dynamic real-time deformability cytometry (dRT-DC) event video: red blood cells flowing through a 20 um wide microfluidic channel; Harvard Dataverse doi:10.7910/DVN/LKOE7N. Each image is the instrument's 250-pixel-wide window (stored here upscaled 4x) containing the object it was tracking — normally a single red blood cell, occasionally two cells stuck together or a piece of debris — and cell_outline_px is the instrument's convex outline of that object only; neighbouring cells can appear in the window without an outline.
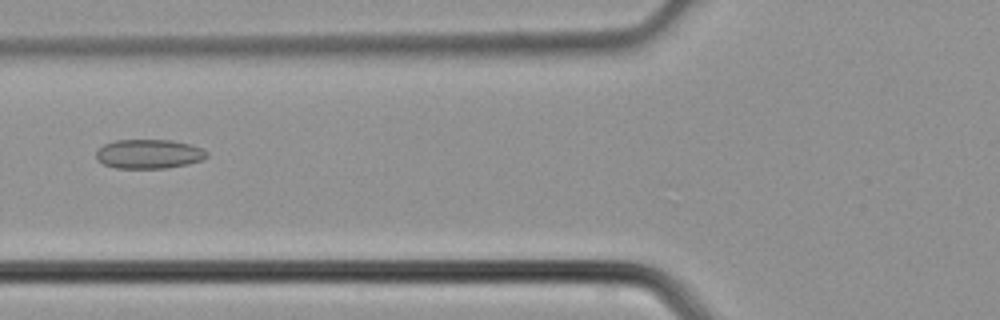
{"species": "common noctule bat (a hibernating species)", "species_latin": "Nyctalus noctula", "temperature_condition": "cold", "stored_images_in_passage": 2, "camera_frame_rate_fps": 3000, "um_per_image_px": 0.085, "animal": {"sex": "male", "body_mass_g": 21.5, "forearm_length_mm": 52.0}, "frame": {"image": 1, "passage_image": 2, "time_ms": 0.333, "image_size_px": [1000, 320], "cell_outline_px": [[208, 156], [200, 160], [188, 164], [164, 168], [116, 168], [104, 164], [96, 160], [96, 152], [104, 144], [116, 140], [172, 140], [192, 144], [208, 152]], "centroid_in_image_um": [12.65, 13.08], "position_along_channel_um": 113.1, "area_um2": 18.84}}